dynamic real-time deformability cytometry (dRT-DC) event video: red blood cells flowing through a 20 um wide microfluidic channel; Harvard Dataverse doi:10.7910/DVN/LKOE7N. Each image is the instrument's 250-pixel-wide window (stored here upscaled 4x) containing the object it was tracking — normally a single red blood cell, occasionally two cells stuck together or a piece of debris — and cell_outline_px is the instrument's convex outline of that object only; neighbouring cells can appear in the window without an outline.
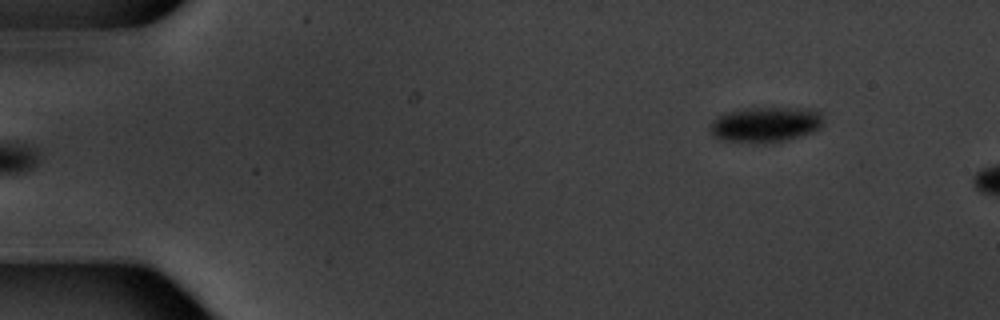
{"species": "common noctule bat (a hibernating species)", "species_latin": "Nyctalus noctula", "temperature_condition": "warm", "stored_images_in_passage": 6, "segment_of_instrument_passage": [2, 2], "camera_frame_rate_fps": 3000, "um_per_image_px": 0.085, "animal": {"sex": "male", "body_mass_g": 20.1, "forearm_length_mm": 53.5}, "frame": {"image": 1, "passage_image": 6, "time_ms": 6.0, "image_size_px": [1000, 320], "cell_outline_px": [[824, 124], [820, 128], [812, 132], [788, 140], [772, 144], [752, 144], [720, 140], [712, 136], [708, 132], [708, 128], [720, 116], [732, 112], [748, 108], [816, 108], [820, 112], [824, 120]], "centroid_in_image_um": [65.12, 10.62], "position_along_channel_um": 19.9, "area_um2": 23.87}}